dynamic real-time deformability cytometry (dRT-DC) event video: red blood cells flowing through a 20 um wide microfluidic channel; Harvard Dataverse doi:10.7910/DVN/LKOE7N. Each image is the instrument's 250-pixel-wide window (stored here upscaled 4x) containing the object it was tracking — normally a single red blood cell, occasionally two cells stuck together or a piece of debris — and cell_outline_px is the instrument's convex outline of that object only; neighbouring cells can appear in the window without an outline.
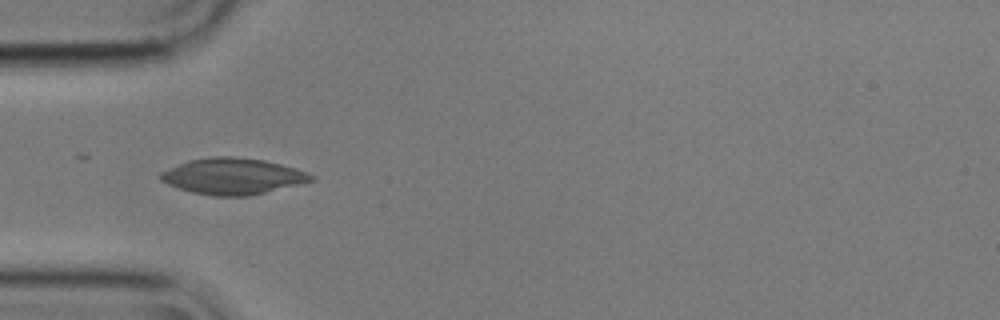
{"species": "common noctule bat (a hibernating species)", "species_latin": "Nyctalus noctula", "temperature_condition": "cold", "stored_images_in_passage": 6, "camera_frame_rate_fps": 3000, "um_per_image_px": 0.085, "animal": {"sex": "male", "body_mass_g": 17.9}, "frame": {"image": 1, "passage_image": 1, "time_ms": 0.0, "image_size_px": [1000, 320], "cell_outline_px": [[316, 180], [300, 184], [248, 196], [212, 196], [192, 192], [168, 184], [160, 180], [156, 176], [160, 172], [188, 160], [216, 156], [232, 156], [264, 160], [296, 168], [308, 172], [316, 176]], "centroid_in_image_um": [19.8, 14.98], "position_along_channel_um": 65.2, "area_um2": 31.85}}
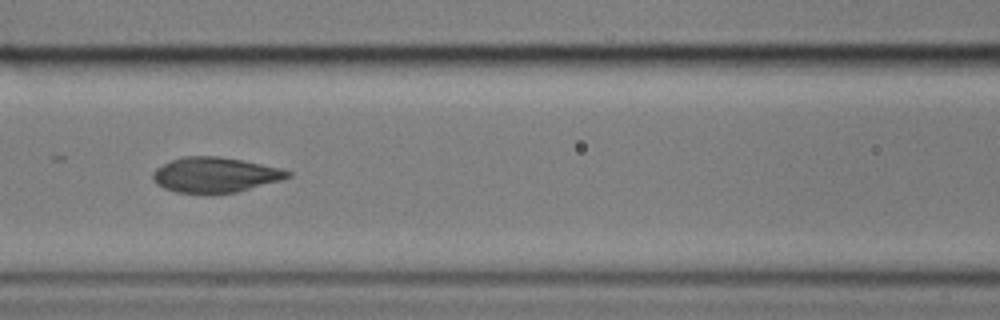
{"frame": {"image": 2, "passage_image": 3, "time_ms": 0.667, "image_size_px": [1000, 320], "cell_outline_px": [[292, 176], [280, 180], [236, 192], [212, 196], [204, 196], [176, 192], [164, 188], [156, 184], [152, 180], [152, 172], [156, 168], [172, 160], [184, 156], [220, 156], [280, 168], [292, 172]], "centroid_in_image_um": [18.23, 14.9], "position_along_channel_um": 148.4, "area_um2": 28.15}}
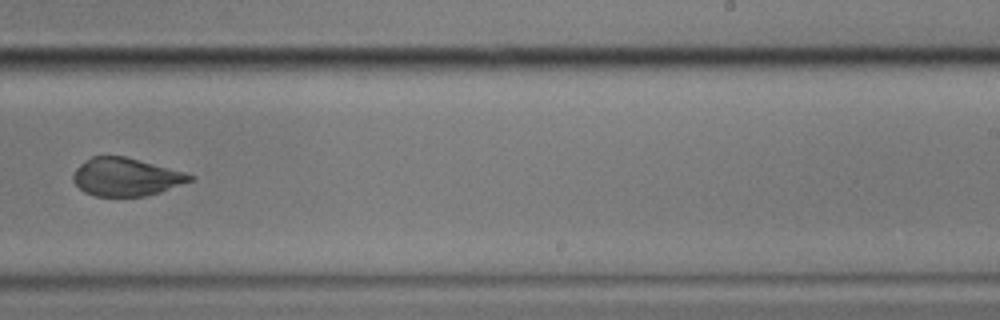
{"frame": {"image": 3, "passage_image": 6, "time_ms": 1.667, "image_size_px": [1000, 320], "cell_outline_px": [[196, 176], [192, 180], [160, 192], [144, 196], [92, 196], [84, 192], [72, 180], [72, 176], [76, 168], [84, 160], [92, 156], [124, 156], [184, 172]], "centroid_in_image_um": [10.67, 15.04], "position_along_channel_um": 278.3, "area_um2": 25.72}}